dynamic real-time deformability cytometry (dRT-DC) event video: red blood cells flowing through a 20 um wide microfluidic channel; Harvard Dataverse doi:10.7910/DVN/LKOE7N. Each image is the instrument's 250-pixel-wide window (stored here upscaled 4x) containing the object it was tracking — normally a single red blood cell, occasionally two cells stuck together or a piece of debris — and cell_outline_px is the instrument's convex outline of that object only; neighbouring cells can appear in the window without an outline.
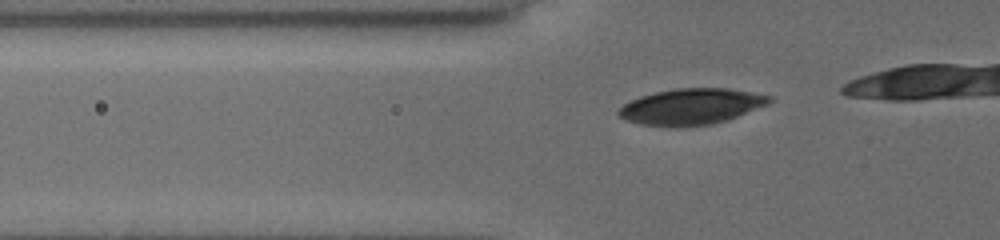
{"species": "common noctule bat (a hibernating species)", "species_latin": "Nyctalus noctula", "temperature_condition": "cold", "stored_images_in_passage": 13, "camera_frame_rate_fps": 3000, "um_per_image_px": 0.085, "animal": {"sex": "female", "body_mass_g": 19.5, "forearm_length_mm": 54.1}, "frame": {"image": 1, "passage_image": 6, "time_ms": 1.667, "image_size_px": [1000, 240], "cell_outline_px": [[772, 100], [768, 104], [728, 120], [712, 124], [684, 128], [672, 128], [640, 124], [624, 120], [616, 116], [616, 112], [624, 104], [640, 96], [656, 92], [676, 88], [728, 88], [752, 92], [772, 96]], "centroid_in_image_um": [58.72, 9.08], "position_along_channel_um": 67.1, "area_um2": 32.14}}
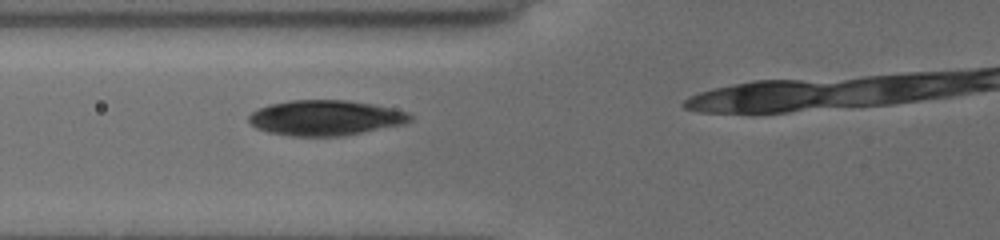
{"frame": {"image": 2, "passage_image": 9, "time_ms": 2.667, "image_size_px": [1000, 240], "cell_outline_px": [[412, 120], [404, 124], [344, 136], [288, 136], [268, 132], [256, 128], [248, 120], [248, 116], [252, 112], [268, 104], [288, 100], [348, 100], [372, 104], [392, 108], [408, 112], [412, 116]], "centroid_in_image_um": [27.65, 10.01], "position_along_channel_um": 98.1, "area_um2": 33.35}}
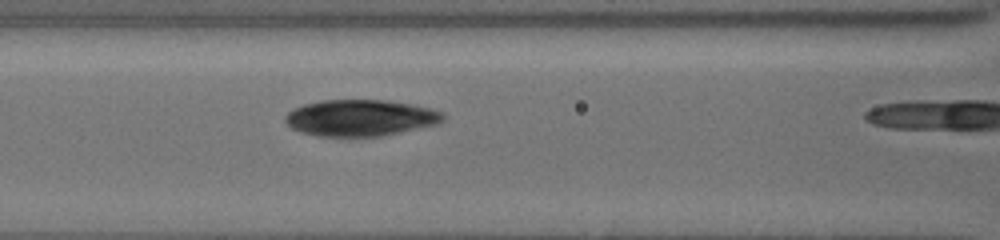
{"frame": {"image": 3, "passage_image": 12, "time_ms": 3.667, "image_size_px": [1000, 240], "cell_outline_px": [[444, 120], [436, 124], [380, 136], [320, 136], [300, 132], [292, 128], [284, 120], [284, 116], [292, 108], [304, 104], [320, 100], [388, 100], [412, 104], [444, 112]], "centroid_in_image_um": [30.6, 10.0], "position_along_channel_um": 136.0, "area_um2": 33.41}}